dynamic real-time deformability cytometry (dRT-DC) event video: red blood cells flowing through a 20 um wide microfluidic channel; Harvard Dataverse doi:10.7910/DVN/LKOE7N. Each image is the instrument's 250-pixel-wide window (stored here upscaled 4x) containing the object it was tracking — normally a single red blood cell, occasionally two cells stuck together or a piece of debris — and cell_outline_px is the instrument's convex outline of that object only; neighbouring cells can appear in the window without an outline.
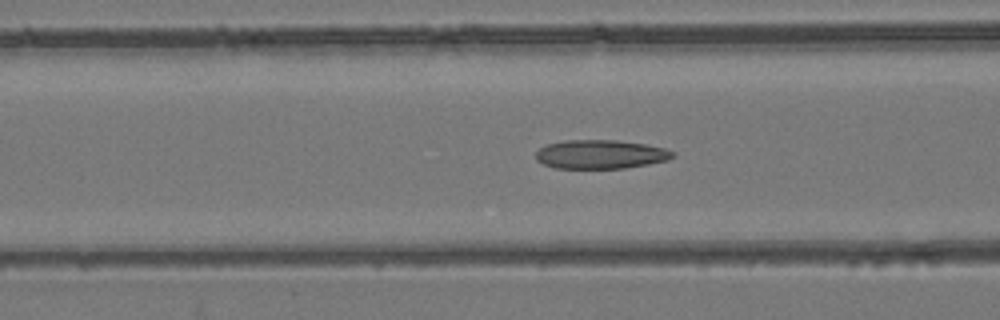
{"species": "common noctule bat (a hibernating species)", "species_latin": "Nyctalus noctula", "temperature_condition": "room temperature", "stored_images_in_passage": 52, "camera_frame_rate_fps": 3000, "um_per_image_px": 0.085, "animal": {"sex": "female", "body_mass_g": 24.6, "forearm_length_mm": 56.2}, "frame": {"image": 1, "passage_image": 18, "time_ms": 5.667, "image_size_px": [1000, 320], "cell_outline_px": [[676, 156], [668, 160], [648, 164], [624, 168], [552, 168], [536, 160], [536, 152], [540, 148], [548, 144], [564, 140], [616, 140], [644, 144], [664, 148], [676, 152]], "centroid_in_image_um": [51.06, 13.12], "position_along_channel_um": 115.5, "area_um2": 23.06}}
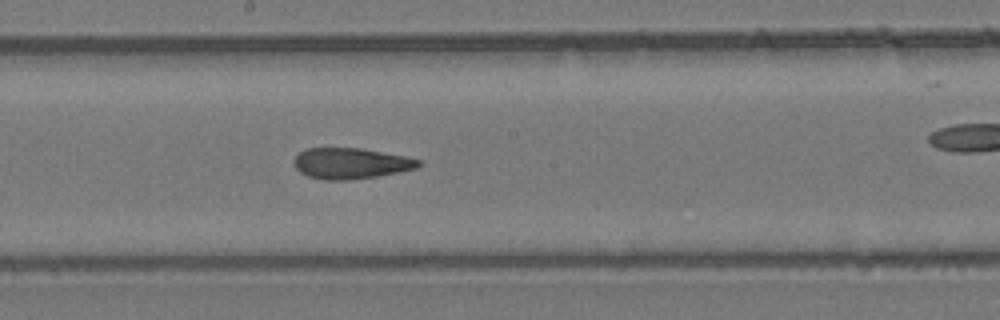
{"frame": {"image": 2, "passage_image": 26, "time_ms": 8.333, "image_size_px": [1000, 320], "cell_outline_px": [[420, 164], [416, 168], [376, 176], [348, 180], [324, 180], [308, 176], [300, 172], [296, 168], [292, 160], [300, 152], [308, 148], [360, 148], [404, 156], [420, 160]], "centroid_in_image_um": [29.76, 13.88], "position_along_channel_um": 218.4, "area_um2": 22.14}}
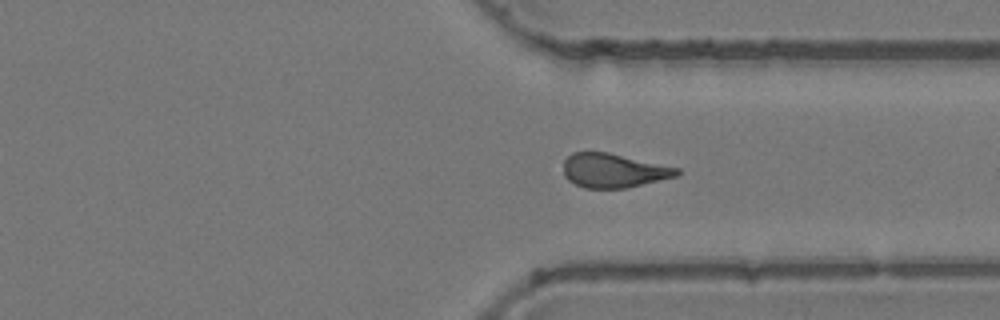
{"frame": {"image": 3, "passage_image": 37, "time_ms": 12.0, "image_size_px": [1000, 320], "cell_outline_px": [[680, 172], [676, 176], [628, 188], [584, 188], [568, 180], [564, 176], [564, 160], [572, 152], [608, 152], [680, 168]], "centroid_in_image_um": [52.15, 14.49], "position_along_channel_um": 359.3, "area_um2": 22.54}, "authors_computed_cell_mechanics": {"area_um2": 23.12, "velocity_mm_per_s": 3.8398, "shape_relaxation_time_tau1_ms": null, "shape_relaxation_time_tau2_ms": 2.6973, "deformation_change_tau1": null, "deformation_change_tau2": 0.1023}}